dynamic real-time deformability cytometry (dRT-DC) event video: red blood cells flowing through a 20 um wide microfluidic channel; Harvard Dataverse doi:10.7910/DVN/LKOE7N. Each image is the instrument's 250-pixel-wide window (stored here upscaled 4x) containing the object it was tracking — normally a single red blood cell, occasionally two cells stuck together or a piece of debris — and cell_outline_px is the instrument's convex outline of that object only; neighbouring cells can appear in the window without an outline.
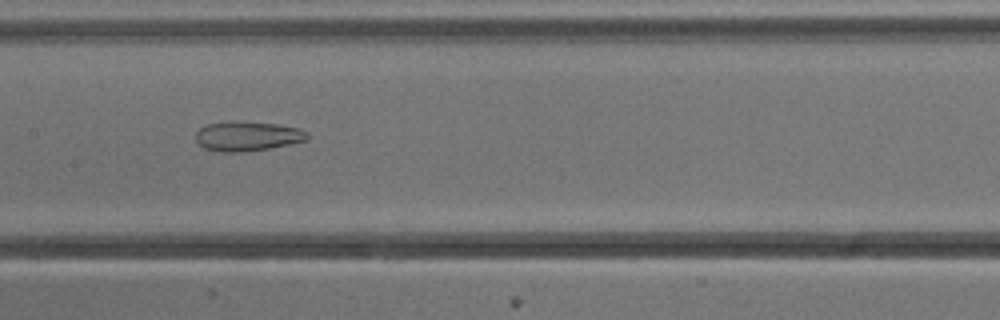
{"species": "common noctule bat (a hibernating species)", "species_latin": "Nyctalus noctula", "temperature_condition": "cold", "stored_images_in_passage": 53, "camera_frame_rate_fps": 3000, "um_per_image_px": 0.085, "animal": {"sex": "male", "body_mass_g": 13.3}, "frame": {"image": 1, "passage_image": 26, "time_ms": 8.333, "image_size_px": [1000, 320], "cell_outline_px": [[308, 140], [268, 148], [240, 152], [220, 152], [204, 148], [196, 140], [196, 132], [200, 128], [208, 124], [240, 120], [280, 124], [300, 128], [308, 132]], "centroid_in_image_um": [21.05, 11.55], "position_along_channel_um": 186.3, "area_um2": 19.36}}
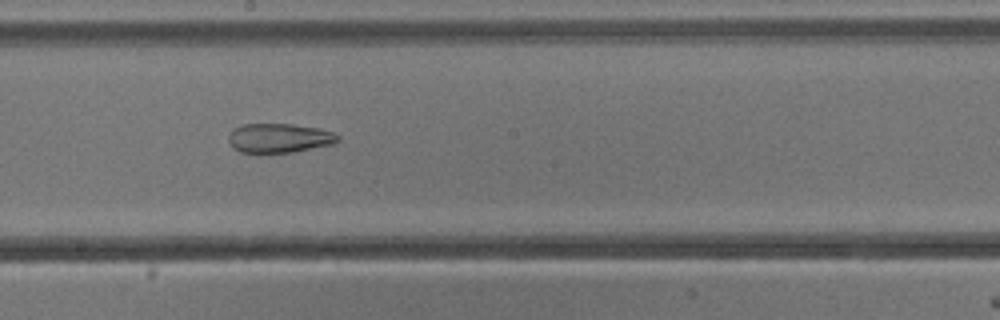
{"frame": {"image": 2, "passage_image": 29, "time_ms": 9.333, "image_size_px": [1000, 320], "cell_outline_px": [[340, 140], [332, 144], [292, 152], [240, 152], [232, 148], [228, 140], [228, 132], [232, 128], [244, 124], [292, 124], [320, 128], [332, 132], [340, 136]], "centroid_in_image_um": [23.7, 11.72], "position_along_channel_um": 224.5, "area_um2": 18.73}}
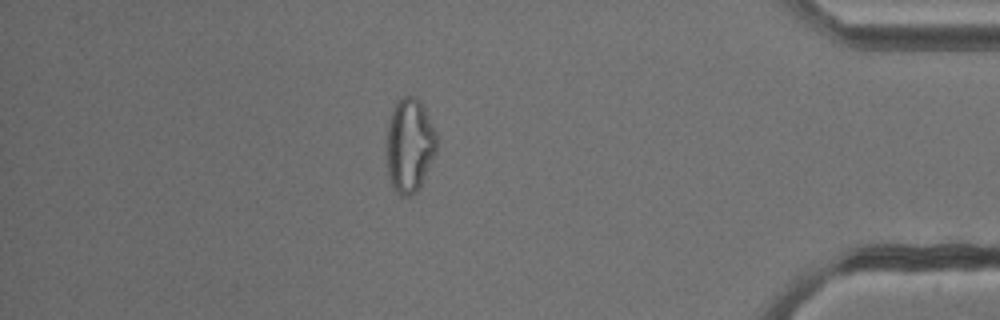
{"frame": {"image": 3, "passage_image": 46, "time_ms": 15.0, "image_size_px": [1000, 320], "cell_outline_px": [[436, 152], [420, 188], [412, 196], [400, 196], [396, 192], [388, 176], [388, 124], [392, 108], [396, 100], [404, 96], [416, 96], [420, 100], [436, 132]], "centroid_in_image_um": [34.82, 12.35], "position_along_channel_um": 400.4, "area_um2": 27.4}, "authors_computed_cell_mechanics": {"area_um2": 26.9348, "velocity_mm_per_s": 3.8396, "shape_relaxation_time_tau1_ms": null, "shape_relaxation_time_tau2_ms": 4.0577, "deformation_change_tau1": null, "deformation_change_tau2": 0.1298}}